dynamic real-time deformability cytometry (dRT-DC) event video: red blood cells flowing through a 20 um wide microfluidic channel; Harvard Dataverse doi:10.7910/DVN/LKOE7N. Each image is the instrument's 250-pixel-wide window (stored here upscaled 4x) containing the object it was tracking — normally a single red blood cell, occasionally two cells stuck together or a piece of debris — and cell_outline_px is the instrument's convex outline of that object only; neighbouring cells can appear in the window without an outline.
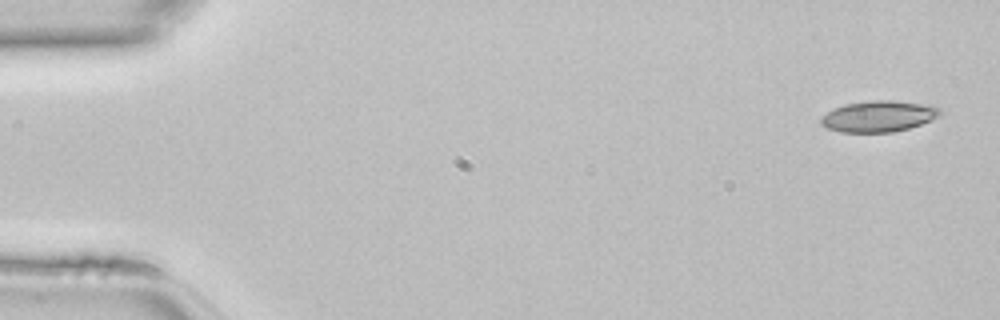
{"species": "common noctule bat (a hibernating species)", "species_latin": "Nyctalus noctula", "temperature_condition": "room temperature", "stored_images_in_passage": 45, "camera_frame_rate_fps": 3000, "um_per_image_px": 0.085, "animal": {"sex": "female", "body_mass_g": 22.7, "forearm_length_mm": 54.2}, "frame": {"image": 1, "passage_image": 1, "time_ms": 0.0, "image_size_px": [1000, 320], "cell_outline_px": [[940, 112], [936, 116], [920, 124], [908, 128], [892, 132], [840, 132], [828, 128], [820, 124], [820, 116], [836, 108], [848, 104], [872, 100], [892, 100], [920, 104], [940, 108]], "centroid_in_image_um": [74.6, 9.89], "position_along_channel_um": 10.4, "area_um2": 21.04}}
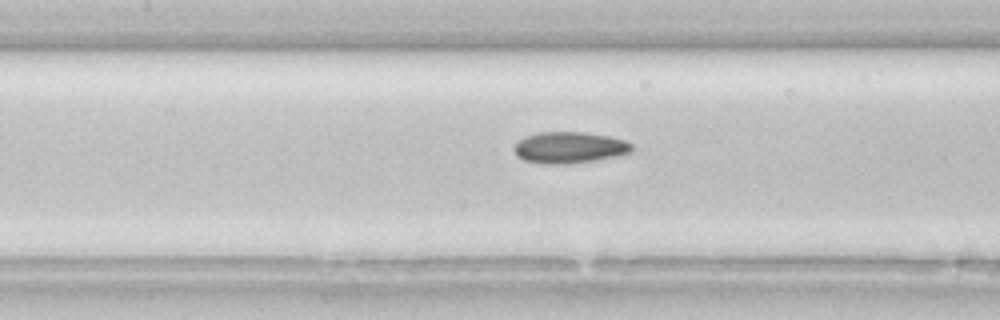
{"frame": {"image": 2, "passage_image": 20, "time_ms": 6.333, "image_size_px": [1000, 320], "cell_outline_px": [[632, 152], [620, 156], [596, 160], [568, 164], [540, 164], [524, 160], [516, 156], [512, 148], [524, 136], [540, 132], [584, 132], [608, 136], [624, 140], [632, 144]], "centroid_in_image_um": [48.39, 12.55], "position_along_channel_um": 159.0, "area_um2": 21.79}}
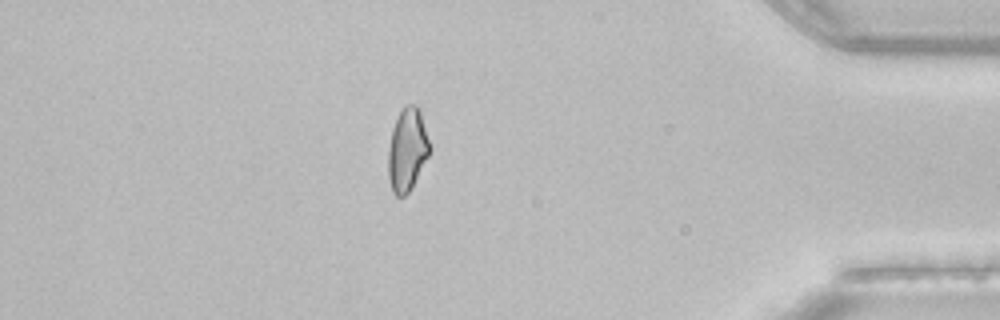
{"frame": {"image": 3, "passage_image": 39, "time_ms": 12.667, "image_size_px": [1000, 320], "cell_outline_px": [[432, 148], [412, 188], [404, 196], [396, 196], [392, 192], [388, 176], [388, 148], [392, 128], [404, 104], [416, 104], [420, 108]], "centroid_in_image_um": [34.63, 12.7], "position_along_channel_um": 400.6, "area_um2": 20.4}}